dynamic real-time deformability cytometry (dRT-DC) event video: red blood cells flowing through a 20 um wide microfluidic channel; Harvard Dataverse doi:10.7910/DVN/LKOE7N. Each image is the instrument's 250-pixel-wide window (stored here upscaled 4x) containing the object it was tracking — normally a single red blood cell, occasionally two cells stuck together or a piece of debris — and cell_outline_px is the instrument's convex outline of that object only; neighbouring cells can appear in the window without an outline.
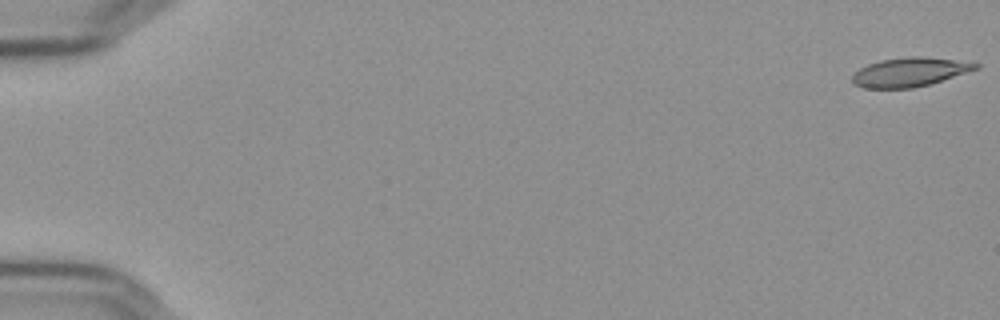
{"species": "Egyptian fruit bat (a non-hibernating species)", "species_latin": "Rousettus aegyptiacus", "temperature_condition": "cold", "stored_images_in_passage": 13, "camera_frame_rate_fps": 3000, "um_per_image_px": 0.085, "frame": {"image": 1, "passage_image": 1, "time_ms": 0.0, "image_size_px": [1000, 320], "cell_outline_px": [[980, 68], [928, 84], [912, 88], [864, 88], [852, 84], [852, 76], [860, 68], [868, 64], [880, 60], [908, 56], [924, 56], [980, 64]], "centroid_in_image_um": [77.27, 6.12], "position_along_channel_um": 7.7, "area_um2": 20.63}}